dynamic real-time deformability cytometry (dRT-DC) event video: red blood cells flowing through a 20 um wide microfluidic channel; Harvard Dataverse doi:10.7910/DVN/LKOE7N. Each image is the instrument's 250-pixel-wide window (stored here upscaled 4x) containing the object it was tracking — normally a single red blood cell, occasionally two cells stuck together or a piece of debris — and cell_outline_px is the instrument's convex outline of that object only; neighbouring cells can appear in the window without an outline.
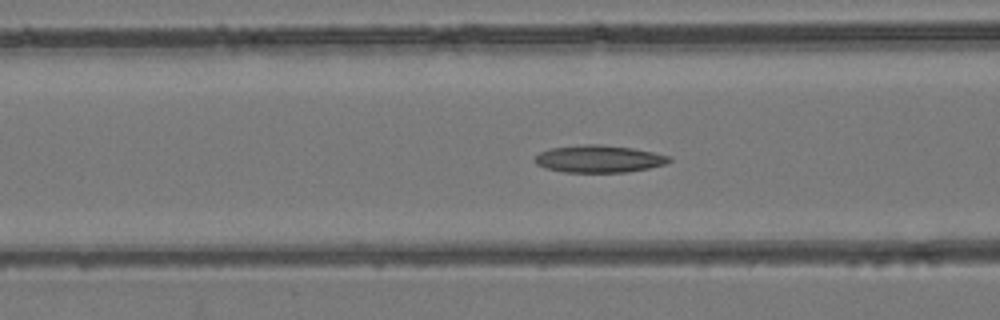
{"species": "common noctule bat (a hibernating species)", "species_latin": "Nyctalus noctula", "temperature_condition": "room temperature", "stored_images_in_passage": 32, "camera_frame_rate_fps": 3000, "um_per_image_px": 0.085, "animal": {"sex": "female", "body_mass_g": 24.6, "forearm_length_mm": 56.2}, "frame": {"image": 1, "passage_image": 7, "time_ms": 2.0, "image_size_px": [1000, 320], "cell_outline_px": [[672, 160], [664, 164], [648, 168], [624, 172], [564, 172], [544, 168], [536, 164], [532, 160], [540, 152], [552, 148], [584, 144], [600, 144], [632, 148], [652, 152], [668, 156]], "centroid_in_image_um": [50.85, 13.5], "position_along_channel_um": 115.7, "area_um2": 21.21}}
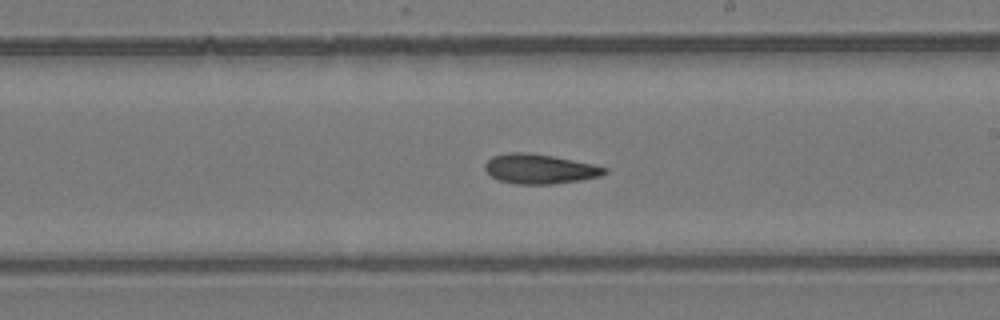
{"frame": {"image": 2, "passage_image": 16, "time_ms": 5.0, "image_size_px": [1000, 320], "cell_outline_px": [[608, 172], [600, 176], [580, 180], [552, 184], [516, 184], [500, 180], [492, 176], [484, 168], [484, 164], [492, 156], [508, 152], [528, 152], [552, 156], [592, 164], [608, 168]], "centroid_in_image_um": [45.86, 14.35], "position_along_channel_um": 243.1, "area_um2": 20.58}}
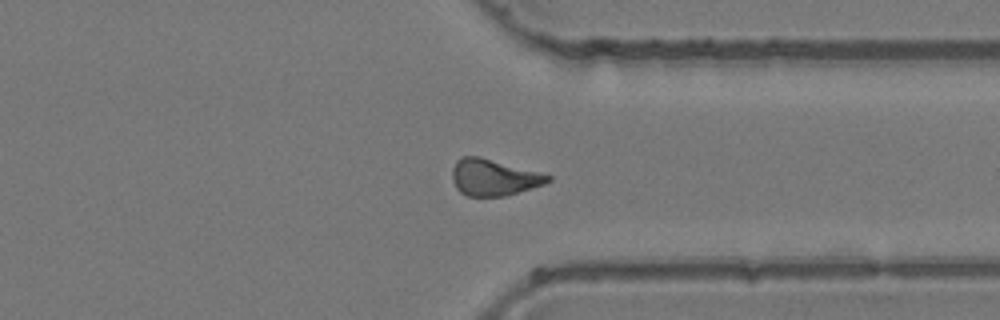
{"frame": {"image": 3, "passage_image": 25, "time_ms": 8.0, "image_size_px": [1000, 320], "cell_outline_px": [[552, 180], [544, 184], [532, 188], [504, 196], [468, 196], [460, 192], [456, 188], [452, 180], [452, 168], [456, 160], [460, 156], [480, 156], [552, 176]], "centroid_in_image_um": [41.92, 15.07], "position_along_channel_um": 369.5, "area_um2": 20.29}}